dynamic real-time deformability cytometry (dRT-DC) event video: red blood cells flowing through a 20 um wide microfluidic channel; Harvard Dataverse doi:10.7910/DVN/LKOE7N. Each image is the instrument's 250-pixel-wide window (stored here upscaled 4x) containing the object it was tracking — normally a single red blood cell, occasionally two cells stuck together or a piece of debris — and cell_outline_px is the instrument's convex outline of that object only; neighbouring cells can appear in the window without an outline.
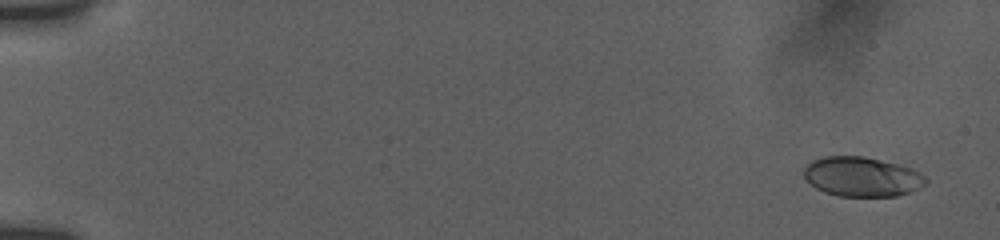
{"species": "human", "species_latin": "Homo sapiens", "temperature_condition": "room temperature", "stored_images_in_passage": 34, "camera_frame_rate_fps": 3000, "um_per_image_px": 0.085, "donor": {"sex": "female"}, "frame": {"image": 1, "passage_image": 1, "time_ms": 0.0, "image_size_px": [1000, 240], "cell_outline_px": [[928, 184], [920, 188], [896, 196], [840, 196], [824, 192], [816, 188], [804, 176], [804, 168], [812, 160], [824, 156], [864, 156], [912, 168], [920, 172], [928, 180]], "centroid_in_image_um": [73.29, 15.02], "position_along_channel_um": 11.7, "area_um2": 28.09}}
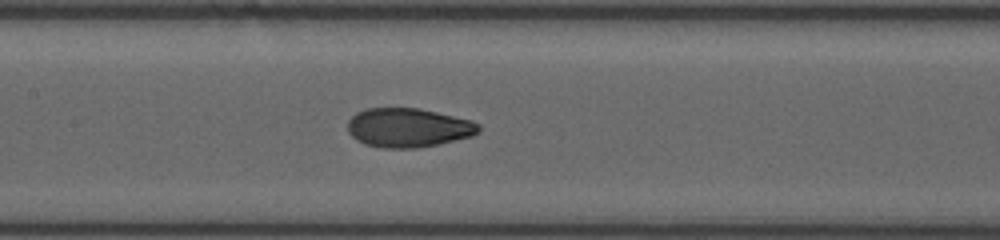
{"frame": {"image": 2, "passage_image": 19, "time_ms": 8.667, "image_size_px": [1000, 240], "cell_outline_px": [[480, 132], [472, 136], [436, 144], [416, 148], [384, 148], [364, 144], [356, 140], [348, 132], [348, 120], [356, 112], [368, 108], [420, 108], [472, 120], [480, 124]], "centroid_in_image_um": [34.7, 10.85], "position_along_channel_um": 172.7, "area_um2": 29.94}}
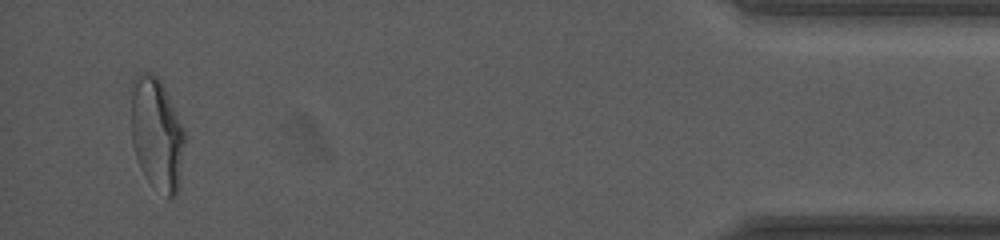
{"frame": {"image": 3, "passage_image": 34, "time_ms": 17.0, "image_size_px": [1000, 240], "cell_outline_px": [[184, 144], [180, 184], [176, 196], [168, 196], [140, 168], [132, 144], [128, 88], [132, 80], [140, 72], [148, 72], [156, 76], [160, 80], [184, 128]], "centroid_in_image_um": [13.28, 11.26], "position_along_channel_um": 421.9, "area_um2": 35.2}, "authors_computed_cell_mechanics": {"area_um2": 29.8826, "velocity_mm_per_s": 3.8, "shape_relaxation_time_tau1_ms": 4.4257, "shape_relaxation_time_tau2_ms": 1.1436, "deformation_change_tau1": 0.1623, "deformation_change_tau2": 0.0579}}